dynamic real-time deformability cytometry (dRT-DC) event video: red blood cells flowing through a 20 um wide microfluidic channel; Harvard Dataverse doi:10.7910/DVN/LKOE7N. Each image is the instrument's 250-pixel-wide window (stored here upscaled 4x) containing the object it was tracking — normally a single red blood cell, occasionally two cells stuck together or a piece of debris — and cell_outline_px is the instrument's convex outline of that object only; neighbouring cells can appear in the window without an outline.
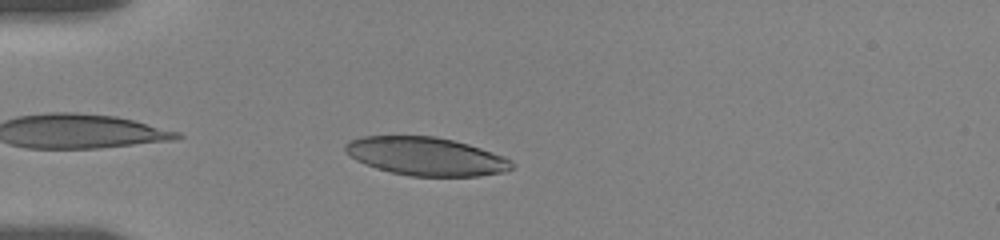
{"species": "human", "species_latin": "Homo sapiens", "temperature_condition": "room temperature", "stored_images_in_passage": 23, "camera_frame_rate_fps": 3000, "um_per_image_px": 0.085, "donor": {"sex": "female"}, "frame": {"image": 1, "passage_image": 3, "time_ms": 0.667, "image_size_px": [1000, 240], "cell_outline_px": [[516, 164], [512, 168], [504, 172], [480, 176], [412, 176], [392, 172], [376, 168], [364, 164], [356, 160], [344, 152], [344, 144], [348, 140], [364, 136], [436, 136], [468, 144], [504, 156]], "centroid_in_image_um": [36.19, 13.29], "position_along_channel_um": 48.8, "area_um2": 37.28}}
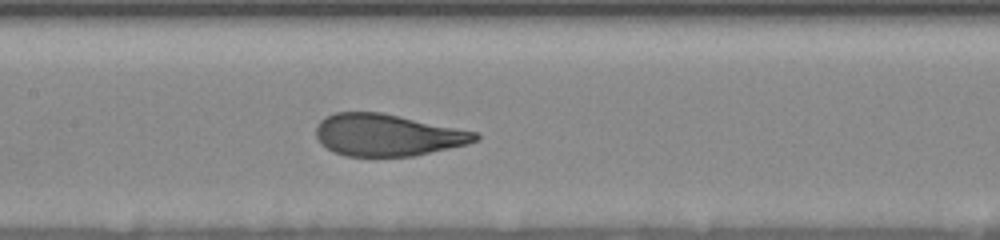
{"frame": {"image": 2, "passage_image": 12, "time_ms": 4.667, "image_size_px": [1000, 240], "cell_outline_px": [[480, 140], [468, 144], [412, 156], [344, 156], [320, 144], [316, 136], [316, 124], [320, 120], [336, 112], [380, 112], [476, 132], [480, 136]], "centroid_in_image_um": [32.91, 11.48], "position_along_channel_um": 174.5, "area_um2": 38.67}}
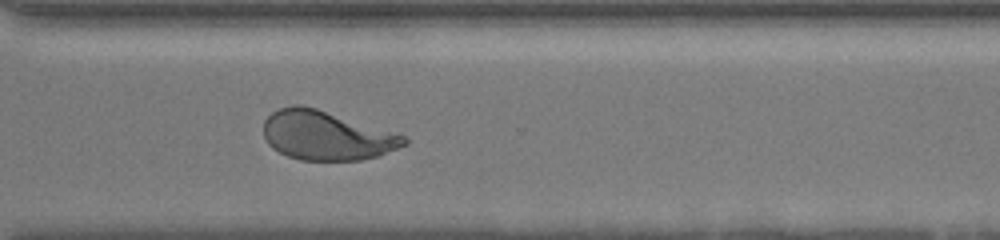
{"frame": {"image": 3, "passage_image": 23, "time_ms": 9.333, "image_size_px": [1000, 240], "cell_outline_px": [[408, 144], [376, 156], [360, 160], [300, 160], [288, 156], [272, 148], [268, 144], [264, 136], [264, 120], [272, 112], [280, 108], [292, 104], [300, 104], [316, 108], [404, 136], [408, 140]], "centroid_in_image_um": [27.69, 11.52], "position_along_channel_um": 342.9, "area_um2": 39.77}}